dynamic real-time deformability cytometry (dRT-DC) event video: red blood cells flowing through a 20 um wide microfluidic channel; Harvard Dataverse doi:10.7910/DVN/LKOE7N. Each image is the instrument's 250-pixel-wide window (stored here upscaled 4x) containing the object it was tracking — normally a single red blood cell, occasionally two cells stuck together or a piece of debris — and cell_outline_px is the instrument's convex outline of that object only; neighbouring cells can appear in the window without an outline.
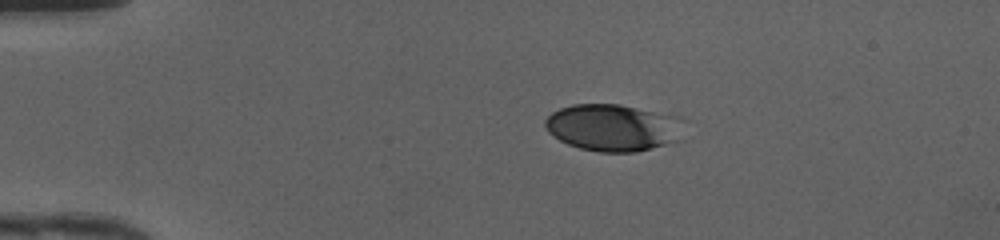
{"species": "human", "species_latin": "Homo sapiens", "temperature_condition": "cold", "stored_images_in_passage": 39, "camera_frame_rate_fps": 3000, "um_per_image_px": 0.085, "donor": {"sex": "female"}, "frame": {"image": 1, "passage_image": 1, "time_ms": 0.0, "image_size_px": [1000, 240], "cell_outline_px": [[688, 120], [684, 140], [636, 152], [600, 152], [580, 148], [568, 144], [560, 140], [548, 132], [544, 124], [544, 120], [552, 112], [560, 108], [572, 104], [620, 104], [680, 116]], "centroid_in_image_um": [52.25, 10.84], "position_along_channel_um": 32.7, "area_um2": 39.13}}
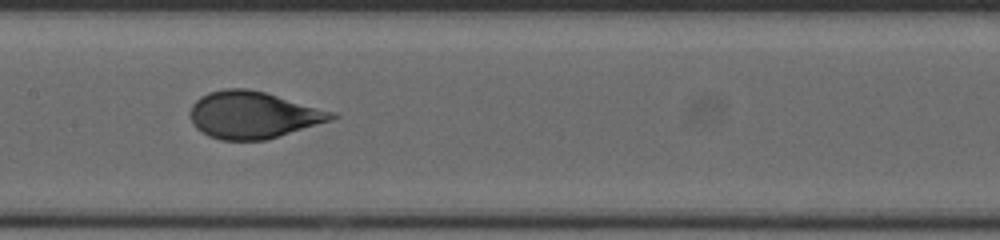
{"frame": {"image": 2, "passage_image": 16, "time_ms": 5.0, "image_size_px": [1000, 240], "cell_outline_px": [[340, 116], [332, 120], [264, 140], [220, 140], [208, 136], [196, 128], [192, 124], [188, 112], [192, 104], [200, 96], [208, 92], [224, 88], [248, 88], [264, 92], [336, 112]], "centroid_in_image_um": [21.47, 9.76], "position_along_channel_um": 185.9, "area_um2": 38.9}}
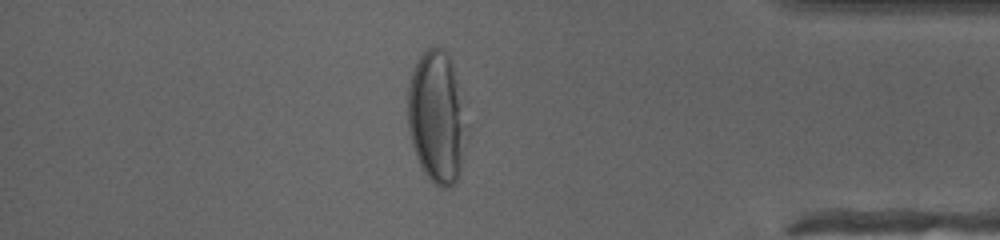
{"frame": {"image": 3, "passage_image": 33, "time_ms": 10.667, "image_size_px": [1000, 240], "cell_outline_px": [[460, 160], [456, 180], [448, 188], [440, 188], [424, 172], [416, 156], [412, 144], [408, 128], [408, 84], [412, 72], [420, 56], [428, 48], [436, 44], [444, 48], [448, 56], [452, 68], [456, 84], [460, 124]], "centroid_in_image_um": [36.98, 9.91], "position_along_channel_um": 398.2, "area_um2": 42.19}, "authors_computed_cell_mechanics": {"area_um2": 38.8994, "velocity_mm_per_s": 4.2041, "shape_relaxation_time_tau1_ms": 2.9195, "shape_relaxation_time_tau2_ms": null, "deformation_change_tau1": 0.1529, "deformation_change_tau2": null}}